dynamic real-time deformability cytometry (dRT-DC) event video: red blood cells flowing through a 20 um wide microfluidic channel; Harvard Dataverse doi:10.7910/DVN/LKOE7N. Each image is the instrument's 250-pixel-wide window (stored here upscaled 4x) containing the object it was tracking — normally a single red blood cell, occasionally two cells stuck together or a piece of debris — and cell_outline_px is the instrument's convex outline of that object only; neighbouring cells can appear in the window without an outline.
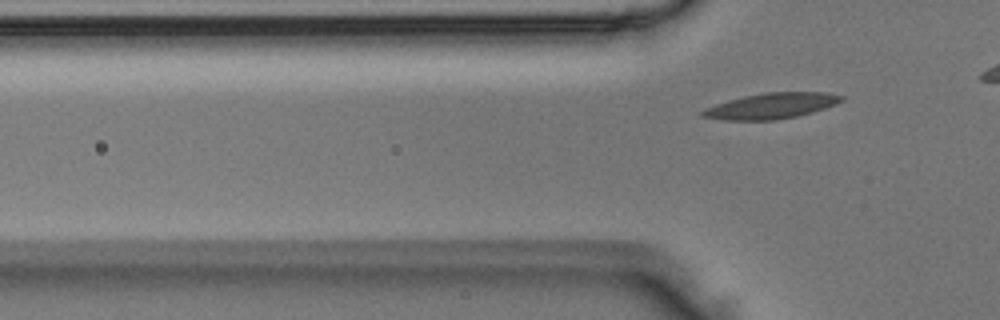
{"species": "Egyptian fruit bat (a non-hibernating species)", "species_latin": "Rousettus aegyptiacus", "temperature_condition": "room temperature", "stored_images_in_passage": 2, "camera_frame_rate_fps": 3000, "um_per_image_px": 0.085, "animal": {"sex": "male"}, "frame": {"image": 1, "passage_image": 2, "time_ms": 0.333, "image_size_px": [1000, 320], "cell_outline_px": [[844, 100], [836, 104], [812, 112], [796, 116], [776, 120], [724, 120], [700, 116], [700, 112], [704, 108], [728, 100], [744, 96], [764, 92], [828, 92], [844, 96]], "centroid_in_image_um": [65.56, 8.99], "position_along_channel_um": 60.2, "area_um2": 20.87}}